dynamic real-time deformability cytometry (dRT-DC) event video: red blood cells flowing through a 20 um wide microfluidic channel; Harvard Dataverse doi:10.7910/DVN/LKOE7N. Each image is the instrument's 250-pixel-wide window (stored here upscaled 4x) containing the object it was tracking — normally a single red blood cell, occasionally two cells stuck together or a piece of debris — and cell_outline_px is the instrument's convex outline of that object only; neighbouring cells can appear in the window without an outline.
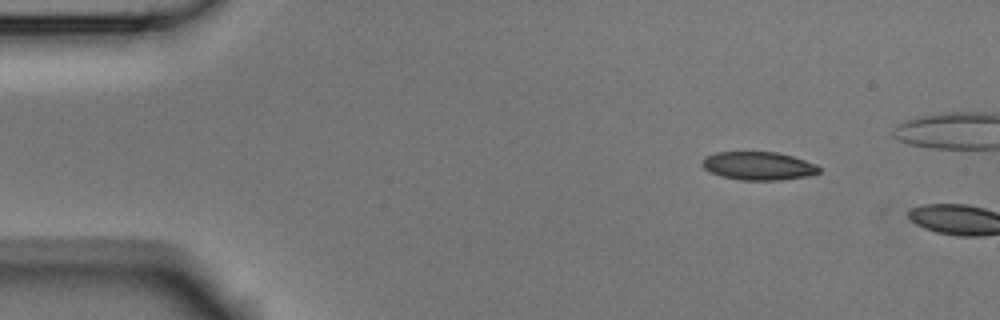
{"species": "Egyptian fruit bat (a non-hibernating species)", "species_latin": "Rousettus aegyptiacus", "temperature_condition": "room temperature", "stored_images_in_passage": 3, "camera_frame_rate_fps": 3000, "um_per_image_px": 0.085, "animal": {"sex": "male"}, "frame": {"image": 1, "passage_image": 2, "time_ms": 0.333, "image_size_px": [1000, 320], "cell_outline_px": [[820, 172], [804, 176], [780, 180], [740, 180], [720, 176], [704, 168], [700, 164], [708, 156], [716, 152], [776, 152], [792, 156], [816, 164], [820, 168]], "centroid_in_image_um": [64.46, 14.1], "position_along_channel_um": 20.5, "area_um2": 19.02}}